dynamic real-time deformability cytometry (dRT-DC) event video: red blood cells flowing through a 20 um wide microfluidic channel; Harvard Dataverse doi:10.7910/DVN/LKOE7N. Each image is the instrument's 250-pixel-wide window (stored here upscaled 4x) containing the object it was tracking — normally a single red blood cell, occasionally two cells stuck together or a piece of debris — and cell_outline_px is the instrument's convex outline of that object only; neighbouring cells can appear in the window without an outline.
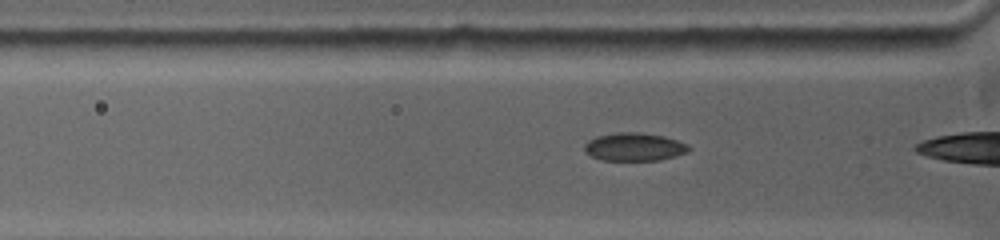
{"species": "common noctule bat (a hibernating species)", "species_latin": "Nyctalus noctula", "temperature_condition": "warm", "stored_images_in_passage": 44, "camera_frame_rate_fps": 5000, "um_per_image_px": 0.085, "animal": {"sex": "female", "body_mass_g": 19.0, "forearm_length_mm": 53.3}, "frame": {"image": 1, "passage_image": 7, "time_ms": 1.2, "image_size_px": [1000, 240], "cell_outline_px": [[688, 152], [660, 160], [604, 160], [592, 156], [584, 148], [584, 144], [588, 140], [596, 136], [620, 132], [636, 132], [664, 136], [676, 140], [684, 144], [688, 148]], "centroid_in_image_um": [53.88, 12.48], "position_along_channel_um": 71.9, "area_um2": 16.7}}
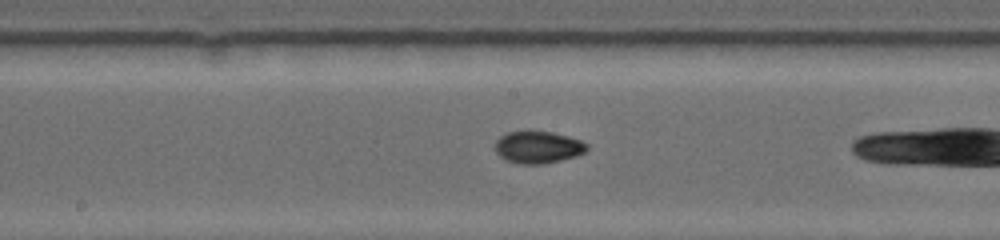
{"frame": {"image": 2, "passage_image": 24, "time_ms": 4.6, "image_size_px": [1000, 240], "cell_outline_px": [[588, 148], [584, 152], [576, 156], [540, 164], [520, 164], [508, 160], [500, 156], [496, 152], [496, 140], [500, 136], [508, 132], [552, 132], [568, 136], [580, 140], [588, 144]], "centroid_in_image_um": [45.74, 12.51], "position_along_channel_um": 202.5, "area_um2": 16.82}}
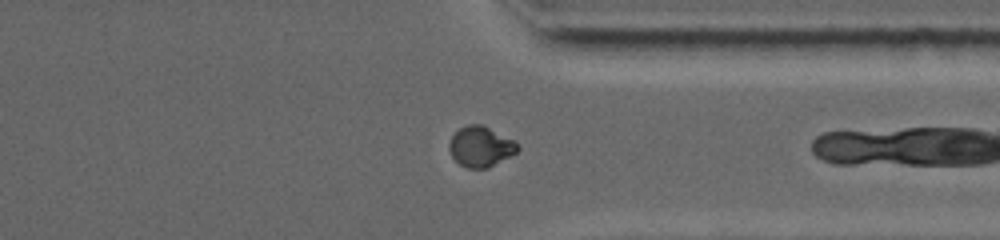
{"frame": {"image": 3, "passage_image": 40, "time_ms": 7.8, "image_size_px": [1000, 240], "cell_outline_px": [[520, 148], [516, 152], [488, 168], [468, 168], [460, 164], [452, 156], [448, 148], [448, 144], [452, 136], [460, 128], [468, 124], [484, 124], [512, 140]], "centroid_in_image_um": [40.83, 12.45], "position_along_channel_um": 370.6, "area_um2": 15.9}}